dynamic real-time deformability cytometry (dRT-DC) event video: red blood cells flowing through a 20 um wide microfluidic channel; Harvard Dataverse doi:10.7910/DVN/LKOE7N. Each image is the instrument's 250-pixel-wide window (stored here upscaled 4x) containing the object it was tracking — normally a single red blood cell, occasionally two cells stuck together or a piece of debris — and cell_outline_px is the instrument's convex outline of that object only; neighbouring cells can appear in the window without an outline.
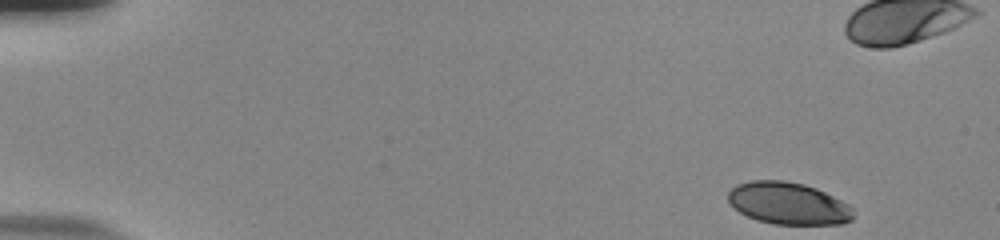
{"species": "human", "species_latin": "Homo sapiens", "temperature_condition": "room temperature", "stored_images_in_passage": 51, "camera_frame_rate_fps": 3000, "um_per_image_px": 0.085, "donor": {"sex": "male"}, "frame": {"image": 1, "passage_image": 1, "time_ms": 0.0, "image_size_px": [1000, 240], "cell_outline_px": [[856, 216], [852, 220], [844, 224], [772, 224], [756, 220], [732, 208], [728, 204], [728, 192], [736, 184], [752, 180], [784, 180], [804, 184], [816, 188], [848, 204], [852, 208]], "centroid_in_image_um": [66.99, 17.29], "position_along_channel_um": 18.0, "area_um2": 31.04}}
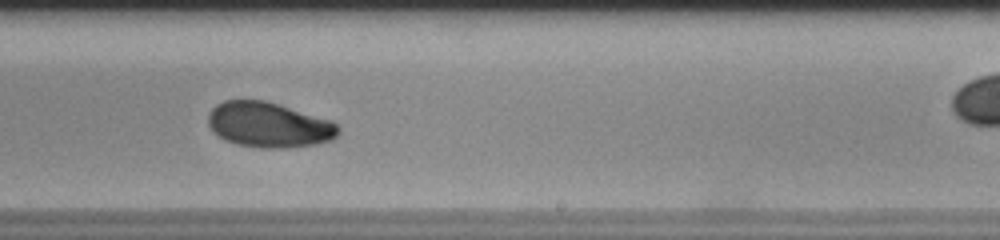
{"frame": {"image": 2, "passage_image": 31, "time_ms": 10.0, "image_size_px": [1000, 240], "cell_outline_px": [[340, 132], [332, 140], [316, 144], [284, 148], [260, 148], [236, 144], [224, 140], [212, 132], [208, 124], [208, 112], [216, 104], [224, 100], [264, 100], [332, 120], [340, 128]], "centroid_in_image_um": [22.83, 10.62], "position_along_channel_um": 266.2, "area_um2": 34.56}}
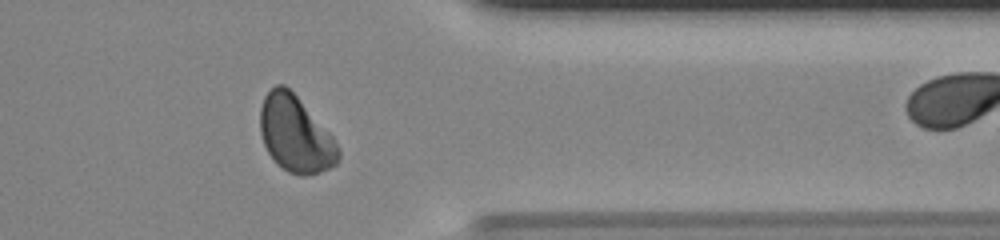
{"frame": {"image": 3, "passage_image": 41, "time_ms": 13.333, "image_size_px": [1000, 240], "cell_outline_px": [[340, 160], [336, 164], [320, 172], [304, 176], [300, 176], [288, 172], [276, 164], [268, 152], [264, 144], [260, 132], [260, 108], [264, 96], [276, 84], [284, 84], [296, 96], [332, 136], [340, 148]], "centroid_in_image_um": [25.11, 11.44], "position_along_channel_um": 386.3, "area_um2": 34.56}, "authors_computed_cell_mechanics": {"area_um2": 33.9864, "velocity_mm_per_s": 3.824, "shape_relaxation_time_tau1_ms": 4.1233, "shape_relaxation_time_tau2_ms": 2.2095, "deformation_change_tau1": 0.1397, "deformation_change_tau2": 0.0563}}